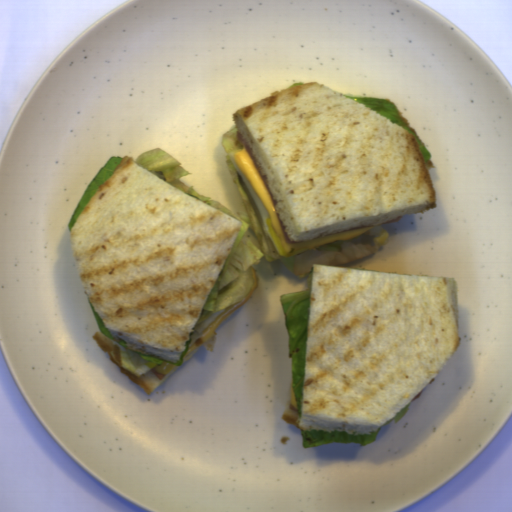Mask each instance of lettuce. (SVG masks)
<instances>
[{
    "mask_svg": "<svg viewBox=\"0 0 512 512\" xmlns=\"http://www.w3.org/2000/svg\"><path fill=\"white\" fill-rule=\"evenodd\" d=\"M303 83H305V82H301V83H294V84H292V85L288 86V88H292V87H295V86L301 85V84H303Z\"/></svg>",
    "mask_w": 512,
    "mask_h": 512,
    "instance_id": "lettuce-11",
    "label": "lettuce"
},
{
    "mask_svg": "<svg viewBox=\"0 0 512 512\" xmlns=\"http://www.w3.org/2000/svg\"><path fill=\"white\" fill-rule=\"evenodd\" d=\"M343 241H344V239L341 240V241L332 242V243H329V244H326V245H322V246H319V247H314V248L317 251L340 252L341 253Z\"/></svg>",
    "mask_w": 512,
    "mask_h": 512,
    "instance_id": "lettuce-9",
    "label": "lettuce"
},
{
    "mask_svg": "<svg viewBox=\"0 0 512 512\" xmlns=\"http://www.w3.org/2000/svg\"><path fill=\"white\" fill-rule=\"evenodd\" d=\"M311 288L290 291L280 296L288 334L290 376L296 408L302 416V398Z\"/></svg>",
    "mask_w": 512,
    "mask_h": 512,
    "instance_id": "lettuce-2",
    "label": "lettuce"
},
{
    "mask_svg": "<svg viewBox=\"0 0 512 512\" xmlns=\"http://www.w3.org/2000/svg\"><path fill=\"white\" fill-rule=\"evenodd\" d=\"M281 262L284 267L293 275L295 274V258L296 253L288 256H282L280 253Z\"/></svg>",
    "mask_w": 512,
    "mask_h": 512,
    "instance_id": "lettuce-8",
    "label": "lettuce"
},
{
    "mask_svg": "<svg viewBox=\"0 0 512 512\" xmlns=\"http://www.w3.org/2000/svg\"><path fill=\"white\" fill-rule=\"evenodd\" d=\"M410 408V403L388 422H400Z\"/></svg>",
    "mask_w": 512,
    "mask_h": 512,
    "instance_id": "lettuce-10",
    "label": "lettuce"
},
{
    "mask_svg": "<svg viewBox=\"0 0 512 512\" xmlns=\"http://www.w3.org/2000/svg\"><path fill=\"white\" fill-rule=\"evenodd\" d=\"M135 162L183 192L242 221L231 254L203 306L197 323H202L214 313L241 302L255 285L252 266L259 265L265 255L250 237L246 241L242 239L251 226L249 216L240 211L237 216L219 201L200 194L193 184L188 186L180 181L182 176L192 173L181 167L180 161L161 147L138 154Z\"/></svg>",
    "mask_w": 512,
    "mask_h": 512,
    "instance_id": "lettuce-1",
    "label": "lettuce"
},
{
    "mask_svg": "<svg viewBox=\"0 0 512 512\" xmlns=\"http://www.w3.org/2000/svg\"><path fill=\"white\" fill-rule=\"evenodd\" d=\"M383 427V426H382ZM382 427L368 434H347L344 431H302V447L315 448L322 444H360L362 447L375 442Z\"/></svg>",
    "mask_w": 512,
    "mask_h": 512,
    "instance_id": "lettuce-4",
    "label": "lettuce"
},
{
    "mask_svg": "<svg viewBox=\"0 0 512 512\" xmlns=\"http://www.w3.org/2000/svg\"><path fill=\"white\" fill-rule=\"evenodd\" d=\"M124 157L120 156H111L105 163L103 167L100 168L99 172L93 177V179L90 181L86 189L84 190L68 224H67V230L70 234L71 229L73 228L74 224L76 223L80 213L84 209V207L87 205L89 200L92 198V196L95 194V192L98 190L100 185L107 181L110 176L114 173L115 169L118 167V165L122 162Z\"/></svg>",
    "mask_w": 512,
    "mask_h": 512,
    "instance_id": "lettuce-6",
    "label": "lettuce"
},
{
    "mask_svg": "<svg viewBox=\"0 0 512 512\" xmlns=\"http://www.w3.org/2000/svg\"><path fill=\"white\" fill-rule=\"evenodd\" d=\"M88 302H89L90 310L92 312V315L94 317V320L96 322V325H97L100 333L102 335H104L108 340H110L114 345H116L118 347L122 368H124L125 370L129 371L130 373H132L140 378L143 374L152 371L154 368H156L157 366H159L162 363L176 365L177 367L182 365L185 355L189 351L190 343H191L193 334L196 330L195 327L188 339L186 348H185L182 356L180 357V359L176 363H169L157 355L142 354V353H138V352L131 351L130 349H128L126 347V343L124 342L123 339H120V338L114 336L105 327L99 313L96 311V309L90 303L89 299H88Z\"/></svg>",
    "mask_w": 512,
    "mask_h": 512,
    "instance_id": "lettuce-3",
    "label": "lettuce"
},
{
    "mask_svg": "<svg viewBox=\"0 0 512 512\" xmlns=\"http://www.w3.org/2000/svg\"><path fill=\"white\" fill-rule=\"evenodd\" d=\"M343 96L364 104L369 109H372L376 113L384 115L385 117L389 118L392 123H397L398 125L403 127L405 130H407L409 133L414 135L416 138L417 144L420 148L424 163L427 162L428 160L430 161V159L432 157L431 153L425 146L424 142L404 122V120L402 119V117L398 111L397 104H395L391 100L385 99V98L364 97V96H359V95H355V94H345Z\"/></svg>",
    "mask_w": 512,
    "mask_h": 512,
    "instance_id": "lettuce-5",
    "label": "lettuce"
},
{
    "mask_svg": "<svg viewBox=\"0 0 512 512\" xmlns=\"http://www.w3.org/2000/svg\"><path fill=\"white\" fill-rule=\"evenodd\" d=\"M376 235L374 234H369V231L360 235V236H357L353 239H349V242H352L354 244H358V245H369V246H374L375 242H374V239H375Z\"/></svg>",
    "mask_w": 512,
    "mask_h": 512,
    "instance_id": "lettuce-7",
    "label": "lettuce"
}]
</instances>
